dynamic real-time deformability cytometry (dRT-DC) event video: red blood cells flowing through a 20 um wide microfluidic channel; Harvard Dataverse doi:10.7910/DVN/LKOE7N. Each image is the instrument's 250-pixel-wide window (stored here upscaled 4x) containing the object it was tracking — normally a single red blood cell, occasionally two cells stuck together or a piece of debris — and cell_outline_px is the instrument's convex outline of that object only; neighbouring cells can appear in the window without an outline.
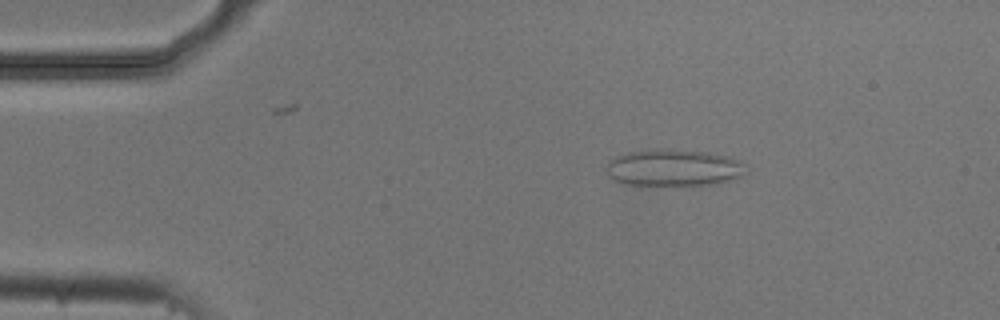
{"species": "common noctule bat (a hibernating species)", "species_latin": "Nyctalus noctula", "temperature_condition": "cold", "stored_images_in_passage": 7, "camera_frame_rate_fps": 3000, "um_per_image_px": 0.085, "animal": {"sex": "male", "body_mass_g": 20.5, "forearm_length_mm": 52.5}, "frame": {"image": 1, "passage_image": 3, "time_ms": 0.667, "image_size_px": [1000, 320], "cell_outline_px": [[748, 172], [744, 176], [716, 184], [624, 184], [608, 176], [608, 164], [616, 156], [632, 152], [664, 148], [708, 152], [728, 156], [740, 160], [744, 164]], "centroid_in_image_um": [57.36, 14.24], "position_along_channel_um": 27.6, "area_um2": 29.65}}
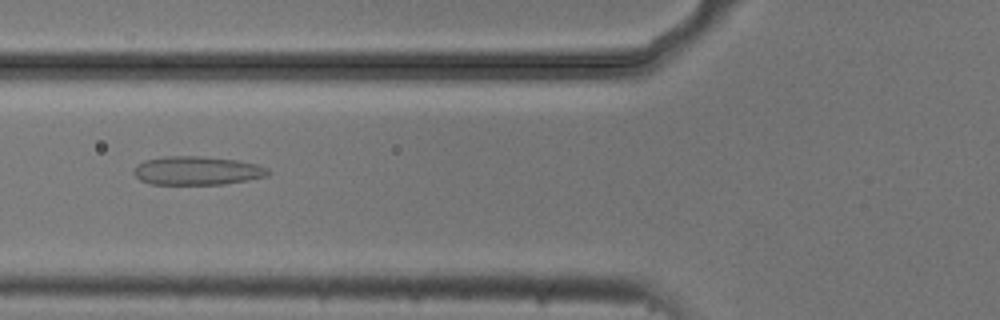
{"frame": {"image": 2, "passage_image": 6, "time_ms": 1.667, "image_size_px": [1000, 320], "cell_outline_px": [[272, 172], [268, 176], [248, 180], [224, 184], [152, 184], [140, 180], [132, 172], [144, 160], [164, 156], [200, 156], [236, 160], [256, 164], [268, 168]], "centroid_in_image_um": [16.79, 14.5], "position_along_channel_um": 109.0, "area_um2": 22.37}}
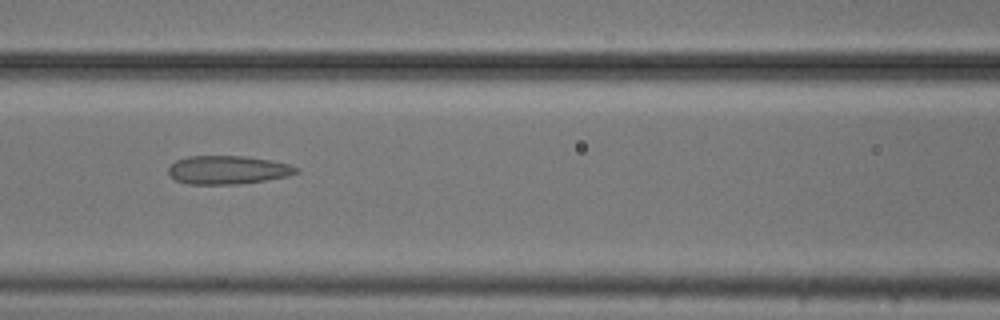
{"frame": {"image": 3, "passage_image": 7, "time_ms": 2.0, "image_size_px": [1000, 320], "cell_outline_px": [[300, 172], [288, 176], [240, 184], [188, 184], [176, 180], [168, 172], [168, 168], [176, 160], [188, 156], [244, 156], [268, 160], [288, 164], [300, 168]], "centroid_in_image_um": [19.37, 14.44], "position_along_channel_um": 147.2, "area_um2": 21.1}}